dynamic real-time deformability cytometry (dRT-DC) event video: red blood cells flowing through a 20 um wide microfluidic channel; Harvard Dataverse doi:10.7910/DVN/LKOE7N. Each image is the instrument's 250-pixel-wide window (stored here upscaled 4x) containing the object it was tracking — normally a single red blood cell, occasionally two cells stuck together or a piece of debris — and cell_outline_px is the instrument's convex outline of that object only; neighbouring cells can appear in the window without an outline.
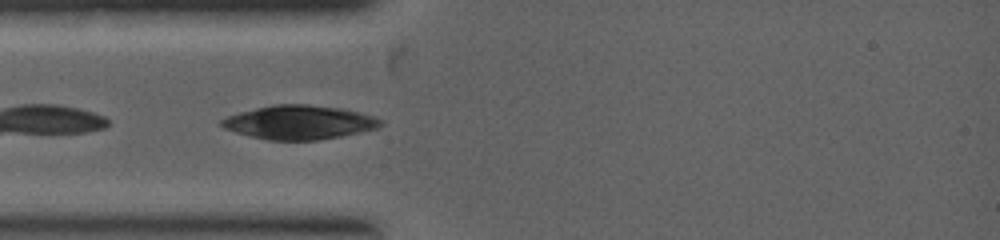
{"species": "common noctule bat (a hibernating species)", "species_latin": "Nyctalus noctula", "temperature_condition": "warm", "stored_images_in_passage": 18, "camera_frame_rate_fps": 5000, "um_per_image_px": 0.085, "animal": {"sex": "female", "body_mass_g": 19.0, "forearm_length_mm": 53.3}, "frame": {"image": 1, "passage_image": 2, "time_ms": 0.4, "image_size_px": [1000, 240], "cell_outline_px": [[384, 124], [376, 128], [340, 136], [316, 140], [268, 140], [236, 132], [224, 128], [220, 124], [220, 120], [228, 116], [240, 112], [272, 104], [308, 104], [340, 108], [372, 116], [384, 120]], "centroid_in_image_um": [25.42, 10.39], "position_along_channel_um": 59.6, "area_um2": 31.1}}
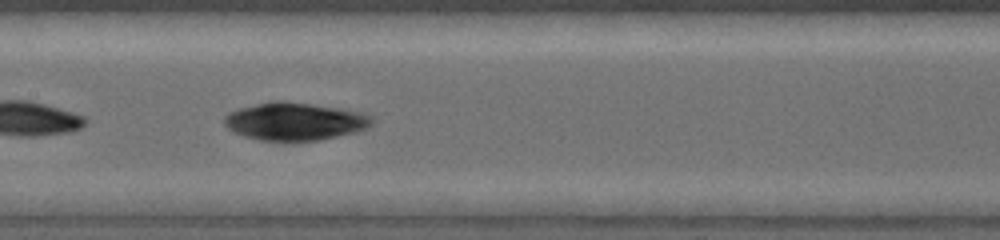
{"frame": {"image": 2, "passage_image": 7, "time_ms": 2.2, "image_size_px": [1000, 240], "cell_outline_px": [[372, 124], [356, 132], [320, 140], [260, 140], [244, 136], [228, 128], [224, 124], [224, 116], [228, 112], [240, 108], [272, 100], [284, 100], [340, 108], [364, 112], [372, 116]], "centroid_in_image_um": [25.06, 10.3], "position_along_channel_um": 182.3, "area_um2": 32.43}}
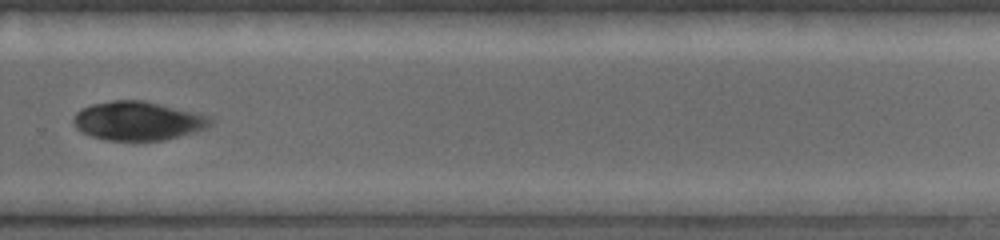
{"frame": {"image": 3, "passage_image": 12, "time_ms": 4.2, "image_size_px": [1000, 240], "cell_outline_px": [[212, 124], [204, 128], [192, 132], [164, 140], [108, 140], [92, 136], [80, 132], [76, 128], [72, 120], [76, 112], [80, 108], [92, 104], [112, 100], [144, 100], [212, 116]], "centroid_in_image_um": [11.69, 10.26], "position_along_channel_um": 318.1, "area_um2": 30.98}}